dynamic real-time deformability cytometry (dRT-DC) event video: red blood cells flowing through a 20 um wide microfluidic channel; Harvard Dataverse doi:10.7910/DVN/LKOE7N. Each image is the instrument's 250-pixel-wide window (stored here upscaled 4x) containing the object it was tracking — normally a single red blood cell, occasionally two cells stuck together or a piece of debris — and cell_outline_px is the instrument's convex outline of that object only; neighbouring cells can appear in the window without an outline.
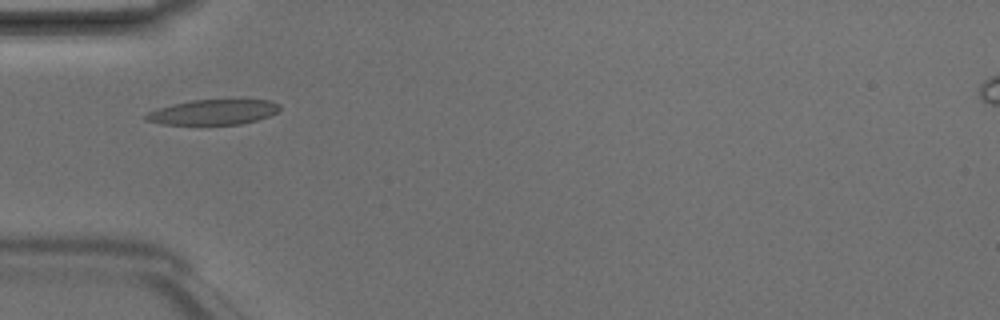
{"species": "Egyptian fruit bat (a non-hibernating species)", "species_latin": "Rousettus aegyptiacus", "temperature_condition": "room temperature", "stored_images_in_passage": 1, "camera_frame_rate_fps": 3000, "um_per_image_px": 0.085, "animal": {"sex": "male"}, "frame": {"image": 1, "passage_image": 1, "time_ms": 0.0, "image_size_px": [1000, 320], "cell_outline_px": [[280, 112], [256, 120], [240, 124], [164, 124], [148, 120], [144, 116], [148, 112], [156, 108], [172, 104], [192, 100], [272, 100], [280, 104]], "centroid_in_image_um": [18.16, 9.52], "position_along_channel_um": 66.8, "area_um2": 19.48}}